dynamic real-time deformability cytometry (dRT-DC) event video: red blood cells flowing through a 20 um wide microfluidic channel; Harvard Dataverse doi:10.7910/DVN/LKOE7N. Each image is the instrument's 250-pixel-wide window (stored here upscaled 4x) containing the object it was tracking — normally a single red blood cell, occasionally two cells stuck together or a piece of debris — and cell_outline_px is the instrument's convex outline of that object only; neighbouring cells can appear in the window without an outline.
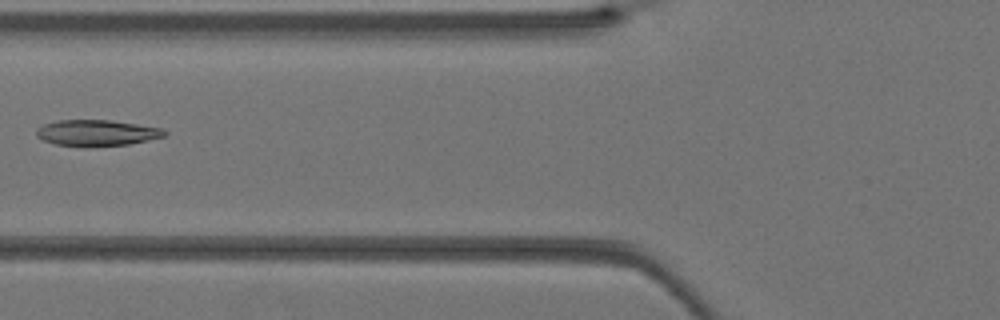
{"species": "Egyptian fruit bat (a non-hibernating species)", "species_latin": "Rousettus aegyptiacus", "temperature_condition": "warm", "stored_images_in_passage": 40, "camera_frame_rate_fps": 3000, "um_per_image_px": 0.085, "animal": {"sex": "female"}, "frame": {"image": 1, "passage_image": 16, "time_ms": 5.0, "image_size_px": [1000, 320], "cell_outline_px": [[168, 132], [164, 136], [148, 140], [128, 144], [88, 148], [76, 148], [56, 144], [44, 140], [36, 136], [36, 128], [44, 124], [56, 120], [108, 120], [164, 128]], "centroid_in_image_um": [8.19, 11.32], "position_along_channel_um": 117.6, "area_um2": 19.88}}
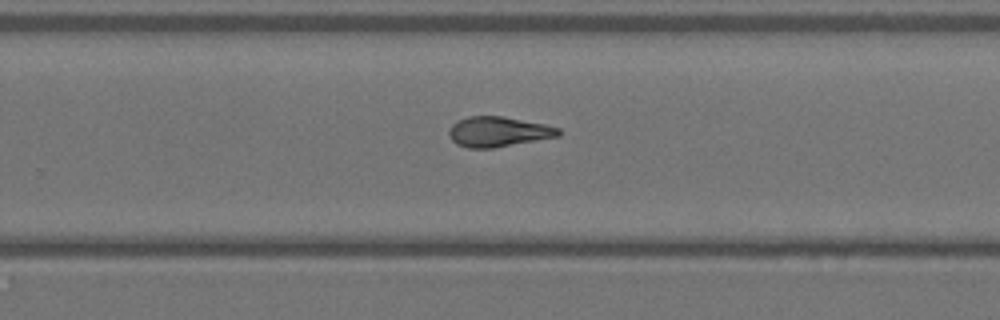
{"frame": {"image": 2, "passage_image": 26, "time_ms": 8.333, "image_size_px": [1000, 320], "cell_outline_px": [[560, 136], [492, 148], [468, 148], [456, 144], [448, 136], [448, 128], [456, 120], [468, 116], [504, 116], [544, 124], [560, 128]], "centroid_in_image_um": [42.31, 11.19], "position_along_channel_um": 287.5, "area_um2": 19.36}}
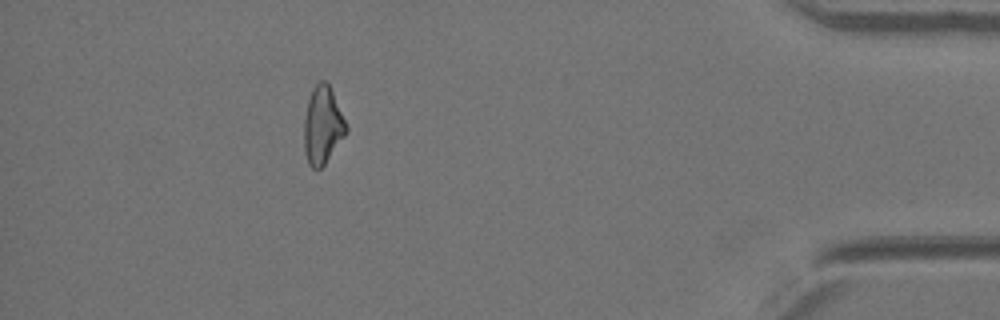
{"frame": {"image": 3, "passage_image": 36, "time_ms": 11.667, "image_size_px": [1000, 320], "cell_outline_px": [[348, 132], [324, 164], [320, 168], [312, 168], [308, 164], [304, 152], [304, 116], [308, 100], [312, 88], [320, 80], [328, 80], [348, 128]], "centroid_in_image_um": [27.42, 10.62], "position_along_channel_um": 407.8, "area_um2": 19.19}}